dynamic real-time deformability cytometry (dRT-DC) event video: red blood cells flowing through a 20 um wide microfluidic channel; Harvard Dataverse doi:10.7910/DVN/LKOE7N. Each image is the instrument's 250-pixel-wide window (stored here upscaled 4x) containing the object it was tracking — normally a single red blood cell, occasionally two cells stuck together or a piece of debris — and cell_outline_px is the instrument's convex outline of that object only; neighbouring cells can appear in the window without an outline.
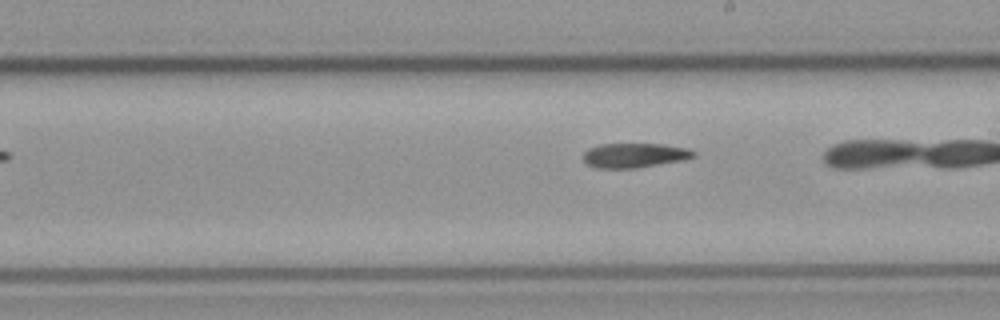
{"species": "common noctule bat (a hibernating species)", "species_latin": "Nyctalus noctula", "temperature_condition": "cold", "stored_images_in_passage": 17, "camera_frame_rate_fps": 3000, "um_per_image_px": 0.085, "animal": {"sex": "male", "body_mass_g": 23.1, "forearm_length_mm": 52.7}, "frame": {"image": 1, "passage_image": 12, "time_ms": 3.667, "image_size_px": [1000, 320], "cell_outline_px": [[696, 156], [684, 160], [636, 168], [596, 168], [588, 164], [584, 160], [584, 152], [588, 148], [600, 144], [660, 144], [688, 148], [696, 152]], "centroid_in_image_um": [53.95, 13.2], "position_along_channel_um": 235.1, "area_um2": 15.78}}